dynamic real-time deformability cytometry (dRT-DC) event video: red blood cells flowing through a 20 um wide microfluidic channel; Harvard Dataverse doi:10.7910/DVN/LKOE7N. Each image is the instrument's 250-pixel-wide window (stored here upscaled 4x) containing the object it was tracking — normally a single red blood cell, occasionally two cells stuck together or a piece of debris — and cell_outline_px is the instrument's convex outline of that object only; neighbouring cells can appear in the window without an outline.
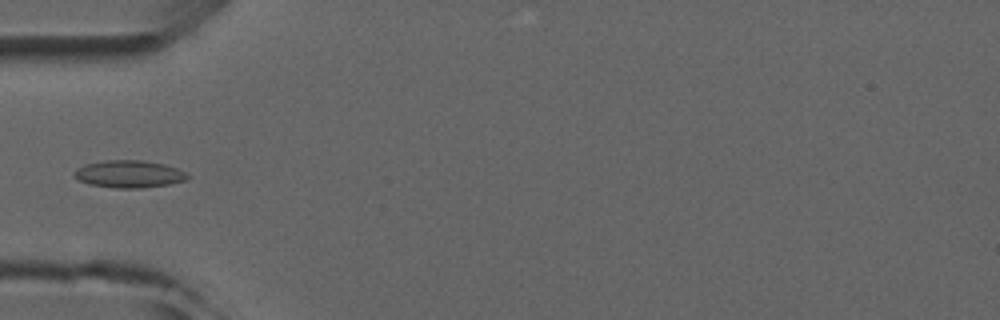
{"species": "common noctule bat (a hibernating species)", "species_latin": "Nyctalus noctula", "temperature_condition": "room temperature", "stored_images_in_passage": 6, "camera_frame_rate_fps": 3000, "um_per_image_px": 0.085, "animal": {"sex": "male", "forearm_length_mm": 52.5}, "frame": {"image": 1, "passage_image": 5, "time_ms": 4.667, "image_size_px": [1000, 320], "cell_outline_px": [[188, 180], [168, 184], [140, 188], [116, 188], [88, 184], [72, 176], [72, 172], [76, 168], [84, 164], [104, 160], [144, 160], [164, 164], [176, 168], [184, 172], [188, 176]], "centroid_in_image_um": [10.91, 14.78], "position_along_channel_um": 74.1, "area_um2": 18.15}}
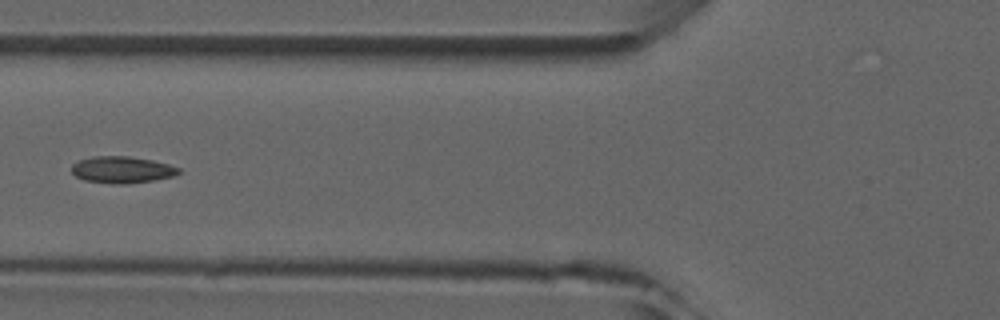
{"frame": {"image": 2, "passage_image": 6, "time_ms": 5.667, "image_size_px": [1000, 320], "cell_outline_px": [[184, 172], [176, 176], [152, 180], [124, 184], [112, 184], [84, 180], [76, 176], [72, 172], [72, 164], [80, 160], [92, 156], [128, 156], [152, 160], [168, 164], [180, 168]], "centroid_in_image_um": [10.41, 14.43], "position_along_channel_um": 115.4, "area_um2": 16.76}}